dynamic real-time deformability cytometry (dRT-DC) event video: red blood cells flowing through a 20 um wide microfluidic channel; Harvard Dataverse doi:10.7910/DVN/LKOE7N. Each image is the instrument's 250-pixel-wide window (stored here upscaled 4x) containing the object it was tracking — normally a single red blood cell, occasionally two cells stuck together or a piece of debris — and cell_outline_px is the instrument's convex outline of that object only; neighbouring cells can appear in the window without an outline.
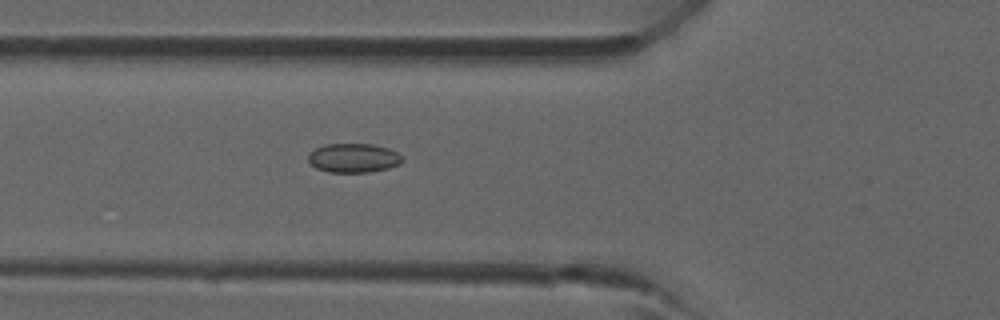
{"species": "common noctule bat (a hibernating species)", "species_latin": "Nyctalus noctula", "temperature_condition": "room temperature", "stored_images_in_passage": 38, "camera_frame_rate_fps": 3000, "um_per_image_px": 0.085, "animal": {"sex": "male", "forearm_length_mm": 52.5}, "frame": {"image": 1, "passage_image": 15, "time_ms": 4.667, "image_size_px": [1000, 320], "cell_outline_px": [[404, 160], [400, 164], [388, 168], [368, 172], [328, 172], [316, 168], [308, 160], [308, 152], [324, 144], [372, 144], [388, 148], [396, 152]], "centroid_in_image_um": [30.03, 13.42], "position_along_channel_um": 95.8, "area_um2": 15.95}}
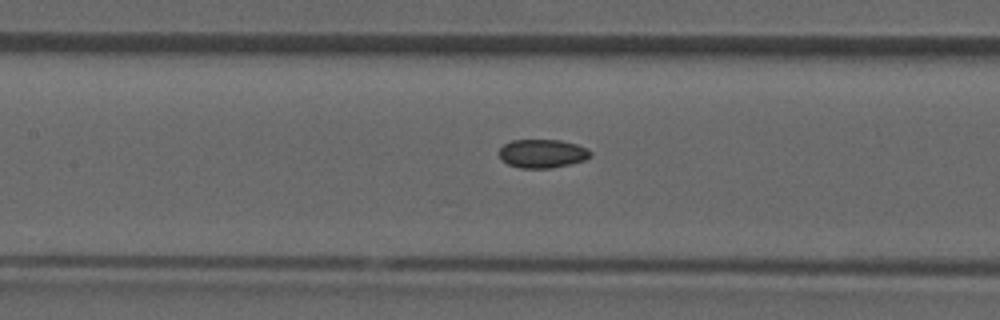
{"frame": {"image": 2, "passage_image": 19, "time_ms": 6.0, "image_size_px": [1000, 320], "cell_outline_px": [[592, 156], [584, 160], [552, 168], [520, 168], [508, 164], [500, 160], [500, 148], [504, 144], [512, 140], [560, 140], [576, 144], [588, 148], [592, 152]], "centroid_in_image_um": [46.11, 13.05], "position_along_channel_um": 161.3, "area_um2": 15.26}}
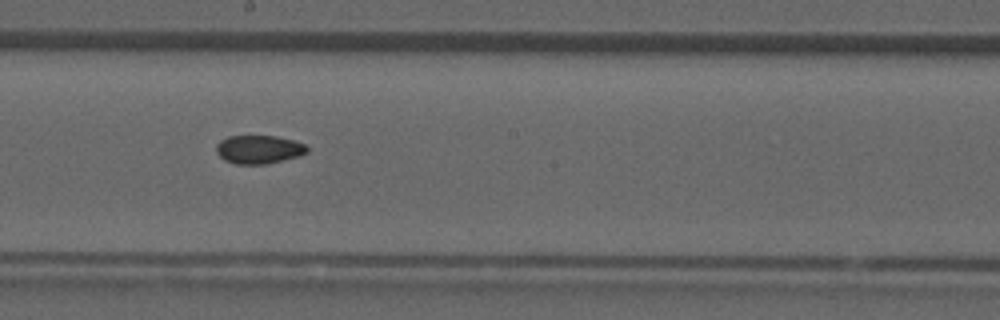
{"frame": {"image": 3, "passage_image": 23, "time_ms": 7.333, "image_size_px": [1000, 320], "cell_outline_px": [[308, 152], [296, 156], [268, 164], [236, 164], [224, 160], [216, 152], [216, 144], [220, 140], [228, 136], [276, 136], [292, 140], [304, 144], [308, 148]], "centroid_in_image_um": [21.96, 12.7], "position_along_channel_um": 226.2, "area_um2": 14.97}}